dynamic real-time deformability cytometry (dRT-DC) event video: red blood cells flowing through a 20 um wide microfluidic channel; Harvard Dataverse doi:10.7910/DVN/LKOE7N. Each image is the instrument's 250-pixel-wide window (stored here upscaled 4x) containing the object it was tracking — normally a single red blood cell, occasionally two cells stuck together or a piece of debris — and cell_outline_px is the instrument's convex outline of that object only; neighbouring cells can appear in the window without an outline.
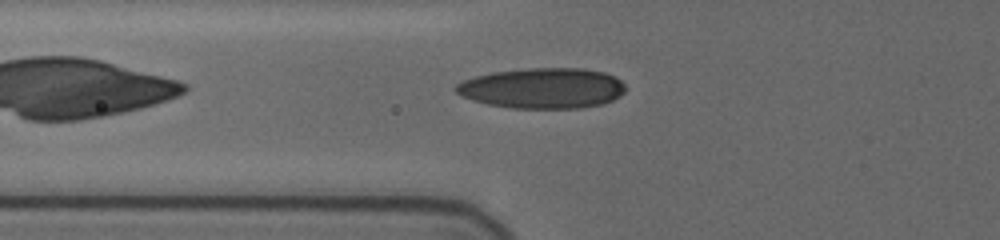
{"species": "human", "species_latin": "Homo sapiens", "temperature_condition": "cold", "stored_images_in_passage": 9, "camera_frame_rate_fps": 3000, "um_per_image_px": 0.085, "donor": {"sex": "female"}, "frame": {"image": 1, "passage_image": 9, "time_ms": 8.0, "image_size_px": [1000, 240], "cell_outline_px": [[624, 92], [620, 96], [604, 104], [580, 108], [512, 108], [488, 104], [472, 100], [460, 96], [452, 88], [456, 84], [464, 80], [476, 76], [492, 72], [524, 68], [584, 68], [604, 72], [620, 80], [624, 84]], "centroid_in_image_um": [46.09, 7.49], "position_along_channel_um": 79.7, "area_um2": 40.23}}